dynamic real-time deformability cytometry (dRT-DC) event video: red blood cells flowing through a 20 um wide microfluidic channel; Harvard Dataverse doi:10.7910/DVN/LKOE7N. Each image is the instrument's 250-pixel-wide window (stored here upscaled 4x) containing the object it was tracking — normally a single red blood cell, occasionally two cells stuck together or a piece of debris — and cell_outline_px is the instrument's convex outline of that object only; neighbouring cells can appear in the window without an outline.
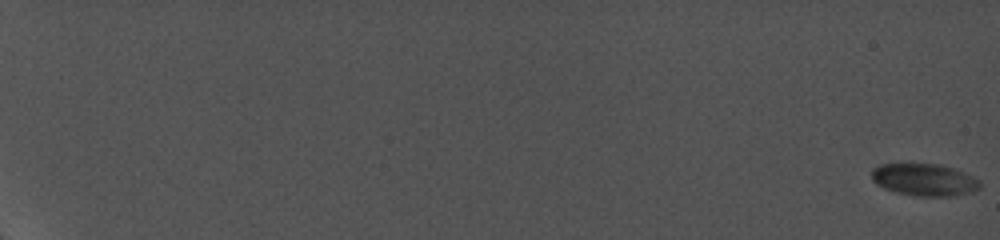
{"species": "common noctule bat (a hibernating species)", "species_latin": "Nyctalus noctula", "temperature_condition": "cold", "stored_images_in_passage": 52, "camera_frame_rate_fps": 5000, "um_per_image_px": 0.085, "animal": {"sex": "female", "body_mass_g": 19.0, "forearm_length_mm": 56.7}, "frame": {"image": 1, "passage_image": 1, "time_ms": 0.0, "image_size_px": [1000, 240], "cell_outline_px": [[980, 184], [976, 188], [948, 196], [920, 196], [900, 192], [888, 188], [872, 180], [872, 168], [880, 164], [900, 160], [940, 164], [956, 168], [972, 176]], "centroid_in_image_um": [78.46, 15.17], "position_along_channel_um": 6.5, "area_um2": 20.35}}
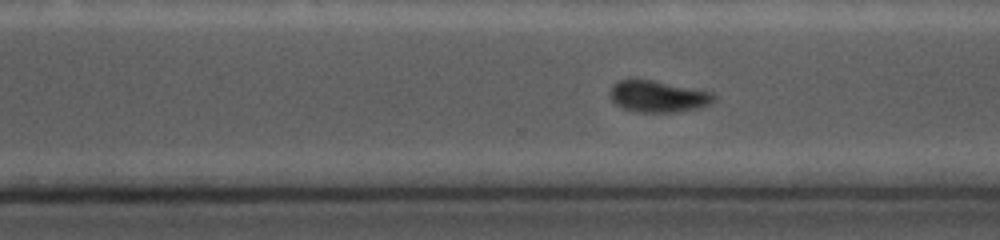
{"frame": {"image": 2, "passage_image": 40, "time_ms": 15.6, "image_size_px": [1000, 240], "cell_outline_px": [[716, 100], [700, 108], [676, 112], [640, 112], [624, 108], [616, 104], [608, 96], [608, 92], [612, 84], [620, 80], [652, 80], [712, 92], [716, 96]], "centroid_in_image_um": [55.92, 8.2], "position_along_channel_um": 314.7, "area_um2": 19.07}}
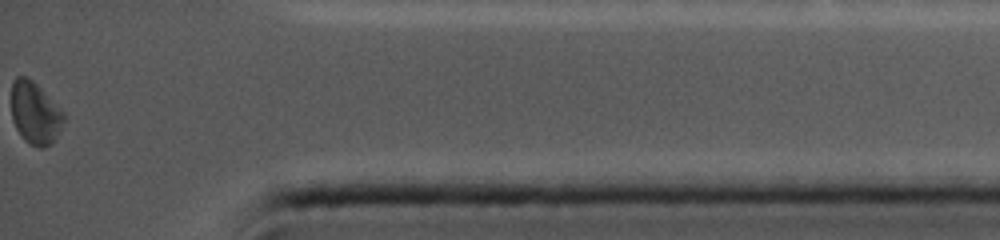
{"frame": {"image": 3, "passage_image": 52, "time_ms": 19.0, "image_size_px": [1000, 240], "cell_outline_px": [[64, 120], [52, 144], [44, 148], [40, 148], [24, 140], [16, 128], [12, 120], [12, 80], [16, 76], [28, 76], [64, 112]], "centroid_in_image_um": [2.96, 9.6], "position_along_channel_um": 432.2, "area_um2": 18.84}}